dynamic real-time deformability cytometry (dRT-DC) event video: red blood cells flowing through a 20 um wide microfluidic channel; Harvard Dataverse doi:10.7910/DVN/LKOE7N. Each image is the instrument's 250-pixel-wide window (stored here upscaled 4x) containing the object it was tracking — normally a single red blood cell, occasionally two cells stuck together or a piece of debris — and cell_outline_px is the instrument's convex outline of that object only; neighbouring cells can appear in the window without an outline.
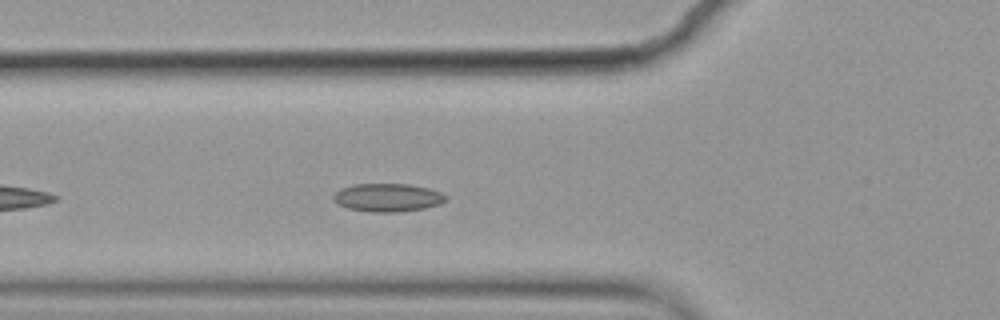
{"species": "common noctule bat (a hibernating species)", "species_latin": "Nyctalus noctula", "temperature_condition": "cold", "stored_images_in_passage": 31, "camera_frame_rate_fps": 3000, "um_per_image_px": 0.085, "animal": {"sex": "female", "body_mass_g": 19.9}, "frame": {"image": 1, "passage_image": 7, "time_ms": 2.0, "image_size_px": [1000, 320], "cell_outline_px": [[448, 196], [440, 204], [424, 208], [396, 212], [368, 212], [348, 208], [336, 204], [332, 200], [332, 196], [340, 188], [352, 184], [408, 184], [428, 188], [440, 192]], "centroid_in_image_um": [32.89, 16.79], "position_along_channel_um": 92.9, "area_um2": 18.55}}
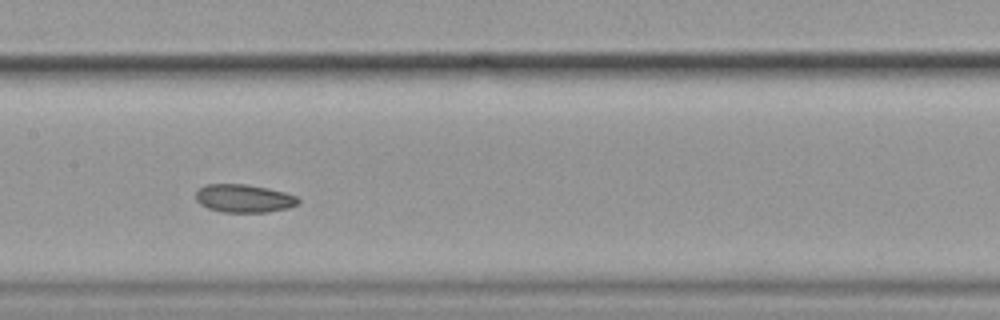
{"frame": {"image": 2, "passage_image": 15, "time_ms": 4.667, "image_size_px": [1000, 320], "cell_outline_px": [[300, 204], [288, 208], [268, 212], [224, 212], [208, 208], [200, 204], [196, 200], [196, 192], [204, 184], [248, 184], [268, 188], [284, 192], [296, 196], [300, 200]], "centroid_in_image_um": [20.75, 16.86], "position_along_channel_um": 186.6, "area_um2": 16.88}}
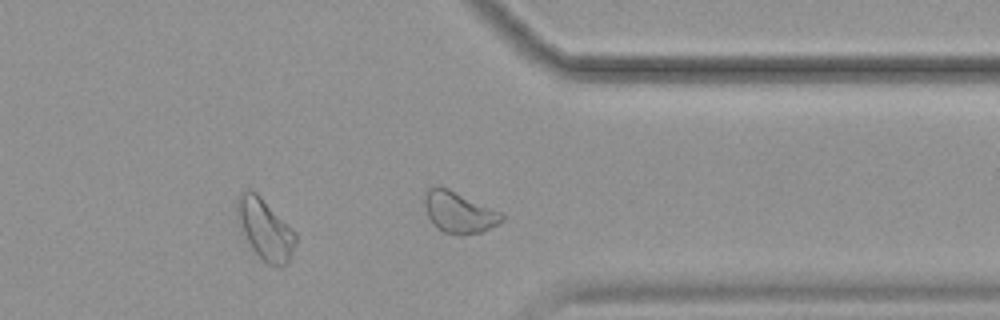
{"frame": {"image": 3, "passage_image": 31, "time_ms": 10.0, "image_size_px": [1000, 320], "cell_outline_px": [[504, 220], [480, 232], [460, 236], [444, 232], [432, 224], [428, 216], [424, 204], [424, 196], [428, 188], [448, 188], [504, 212]], "centroid_in_image_um": [39.04, 18.05], "position_along_channel_um": 372.4, "area_um2": 18.61}, "authors_computed_cell_mechanics": {"area_um2": 17.2244, "velocity_mm_per_s": 3.5152, "shape_relaxation_time_tau1_ms": null, "shape_relaxation_time_tau2_ms": 5.5643, "deformation_change_tau1": null, "deformation_change_tau2": 0.082}}